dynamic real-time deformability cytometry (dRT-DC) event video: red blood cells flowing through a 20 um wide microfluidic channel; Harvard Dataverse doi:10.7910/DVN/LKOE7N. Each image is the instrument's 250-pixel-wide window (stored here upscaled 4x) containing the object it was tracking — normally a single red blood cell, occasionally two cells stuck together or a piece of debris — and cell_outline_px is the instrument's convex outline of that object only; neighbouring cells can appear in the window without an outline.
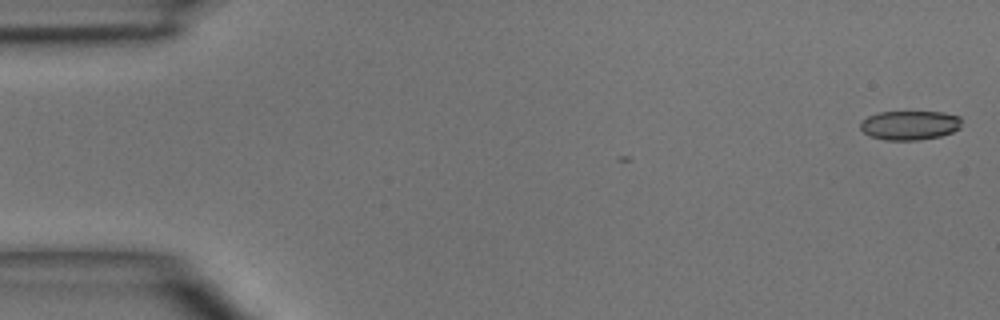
{"species": "common noctule bat (a hibernating species)", "species_latin": "Nyctalus noctula", "temperature_condition": "room temperature", "stored_images_in_passage": 7, "camera_frame_rate_fps": 3000, "um_per_image_px": 0.085, "animal": {"sex": "male", "body_mass_g": 15.6}, "frame": {"image": 1, "passage_image": 1, "time_ms": 0.0, "image_size_px": [1000, 320], "cell_outline_px": [[960, 128], [952, 132], [940, 136], [920, 140], [884, 140], [868, 136], [860, 128], [860, 120], [868, 116], [880, 112], [944, 112], [960, 116]], "centroid_in_image_um": [77.3, 10.65], "position_along_channel_um": 7.7, "area_um2": 17.4}}
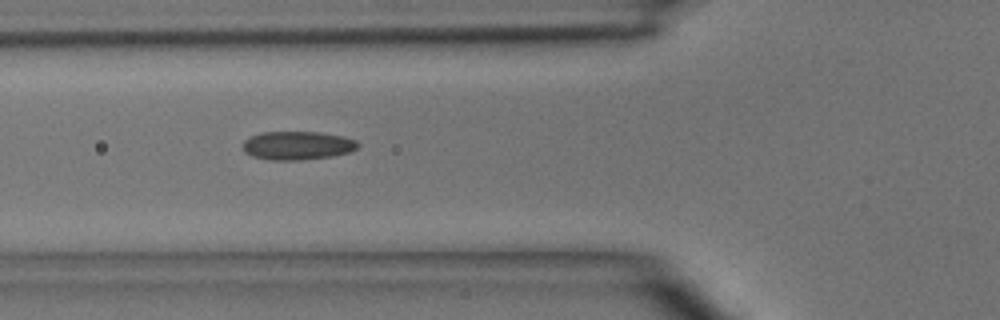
{"frame": {"image": 2, "passage_image": 5, "time_ms": 5.333, "image_size_px": [1000, 320], "cell_outline_px": [[360, 144], [356, 148], [348, 152], [332, 156], [300, 160], [268, 160], [252, 156], [244, 152], [244, 140], [260, 132], [320, 132], [344, 136], [356, 140]], "centroid_in_image_um": [25.28, 12.36], "position_along_channel_um": 100.5, "area_um2": 19.13}}
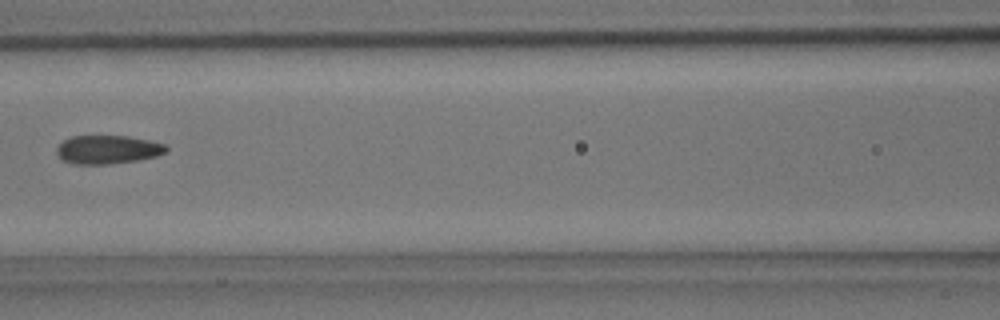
{"frame": {"image": 3, "passage_image": 6, "time_ms": 6.667, "image_size_px": [1000, 320], "cell_outline_px": [[168, 152], [156, 156], [136, 160], [108, 164], [72, 164], [64, 160], [56, 152], [56, 148], [64, 140], [72, 136], [128, 136], [148, 140], [164, 144], [168, 148]], "centroid_in_image_um": [9.16, 12.71], "position_along_channel_um": 157.4, "area_um2": 18.09}}